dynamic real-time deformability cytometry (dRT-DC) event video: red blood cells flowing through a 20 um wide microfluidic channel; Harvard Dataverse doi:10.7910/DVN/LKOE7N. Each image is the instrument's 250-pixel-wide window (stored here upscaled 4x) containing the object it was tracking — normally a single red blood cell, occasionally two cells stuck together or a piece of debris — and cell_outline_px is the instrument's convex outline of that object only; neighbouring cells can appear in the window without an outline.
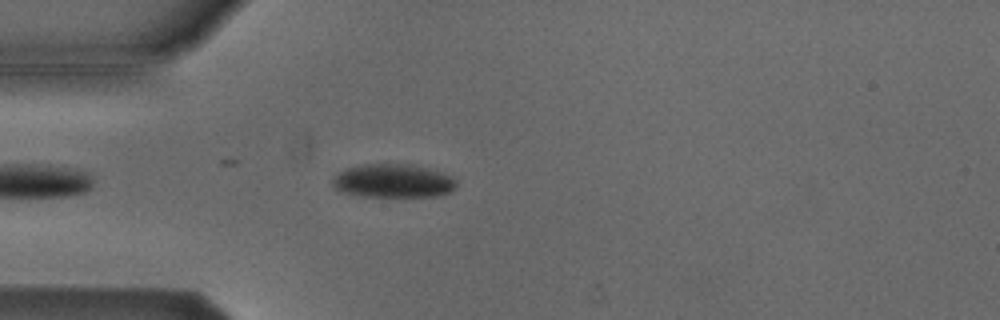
{"species": "Egyptian fruit bat (a non-hibernating species)", "species_latin": "Rousettus aegyptiacus", "temperature_condition": "cold", "stored_images_in_passage": 27, "camera_frame_rate_fps": 3000, "um_per_image_px": 0.085, "animal": {"sex": "male"}, "frame": {"image": 1, "passage_image": 5, "time_ms": 1.333, "image_size_px": [1000, 320], "cell_outline_px": [[456, 188], [452, 192], [436, 196], [360, 196], [336, 192], [332, 184], [332, 176], [336, 172], [344, 168], [360, 164], [416, 164], [452, 176], [456, 180]], "centroid_in_image_um": [33.35, 15.37], "position_along_channel_um": 51.6, "area_um2": 24.85}}
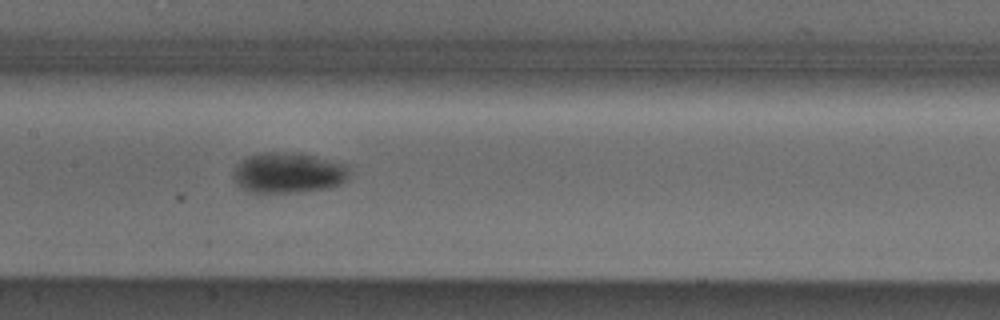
{"frame": {"image": 2, "passage_image": 16, "time_ms": 5.0, "image_size_px": [1000, 320], "cell_outline_px": [[352, 168], [348, 180], [340, 184], [328, 188], [296, 192], [252, 192], [236, 184], [232, 176], [236, 164], [248, 156], [264, 152], [300, 152], [348, 164]], "centroid_in_image_um": [24.57, 14.67], "position_along_channel_um": 182.8, "area_um2": 27.86}}
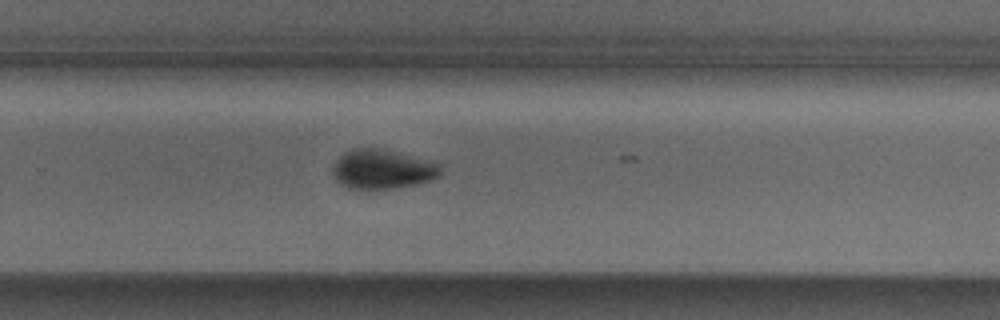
{"frame": {"image": 3, "passage_image": 25, "time_ms": 8.0, "image_size_px": [1000, 320], "cell_outline_px": [[440, 176], [432, 180], [416, 184], [396, 188], [348, 188], [340, 184], [332, 176], [332, 168], [336, 160], [344, 152], [352, 148], [384, 148], [424, 160], [436, 164], [440, 168]], "centroid_in_image_um": [32.44, 14.38], "position_along_channel_um": 297.4, "area_um2": 24.57}}